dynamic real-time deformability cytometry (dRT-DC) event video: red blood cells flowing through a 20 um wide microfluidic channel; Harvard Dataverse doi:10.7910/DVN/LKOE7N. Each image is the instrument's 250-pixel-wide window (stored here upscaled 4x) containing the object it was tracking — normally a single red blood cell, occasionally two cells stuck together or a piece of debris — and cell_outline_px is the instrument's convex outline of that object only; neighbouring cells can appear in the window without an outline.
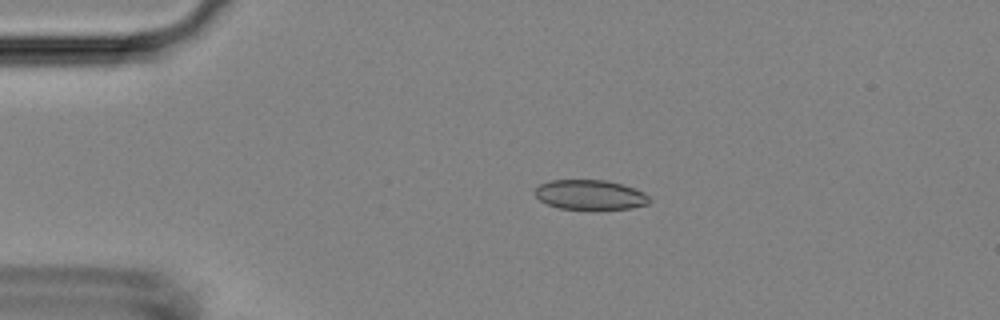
{"species": "Egyptian fruit bat (a non-hibernating species)", "species_latin": "Rousettus aegyptiacus", "temperature_condition": "room temperature", "stored_images_in_passage": 44, "camera_frame_rate_fps": 3000, "um_per_image_px": 0.085, "animal": {"sex": "female"}, "frame": {"image": 1, "passage_image": 10, "time_ms": 3.0, "image_size_px": [1000, 320], "cell_outline_px": [[652, 200], [648, 204], [632, 208], [560, 208], [548, 204], [540, 200], [536, 196], [536, 188], [540, 184], [552, 180], [604, 180], [620, 184], [644, 192]], "centroid_in_image_um": [50.17, 16.54], "position_along_channel_um": 34.8, "area_um2": 19.36}}
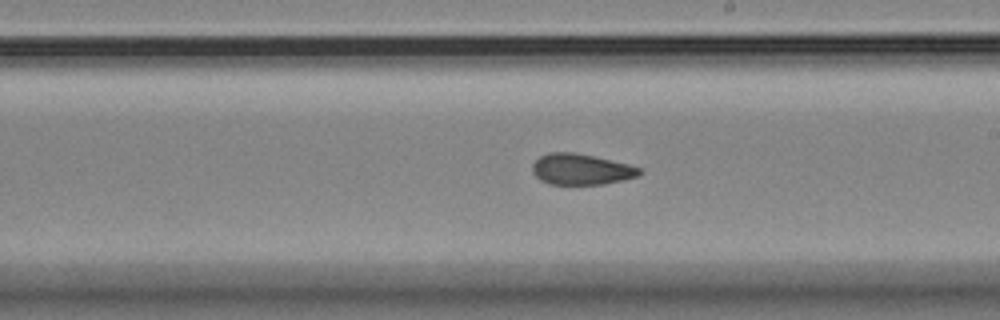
{"frame": {"image": 2, "passage_image": 29, "time_ms": 9.333, "image_size_px": [1000, 320], "cell_outline_px": [[644, 172], [640, 176], [624, 180], [604, 184], [548, 184], [540, 180], [532, 172], [532, 164], [540, 156], [548, 152], [576, 152], [628, 164], [644, 168]], "centroid_in_image_um": [49.44, 14.39], "position_along_channel_um": 239.6, "area_um2": 19.59}}
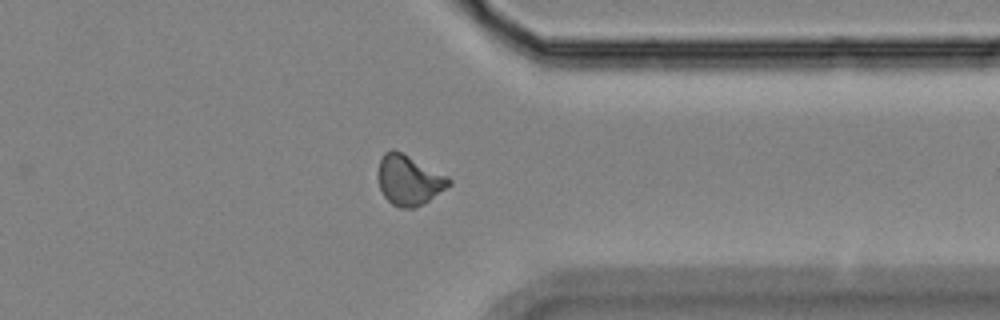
{"frame": {"image": 3, "passage_image": 40, "time_ms": 13.0, "image_size_px": [1000, 320], "cell_outline_px": [[452, 184], [424, 204], [416, 208], [400, 208], [392, 204], [384, 196], [380, 188], [376, 172], [380, 160], [384, 152], [392, 148], [448, 176], [452, 180]], "centroid_in_image_um": [34.75, 15.32], "position_along_channel_um": 376.7, "area_um2": 20.75}, "authors_computed_cell_mechanics": {"area_um2": 20.1722, "velocity_mm_per_s": 3.8395, "shape_relaxation_time_tau1_ms": null, "shape_relaxation_time_tau2_ms": 1.5105, "deformation_change_tau1": null, "deformation_change_tau2": 0.0757}}